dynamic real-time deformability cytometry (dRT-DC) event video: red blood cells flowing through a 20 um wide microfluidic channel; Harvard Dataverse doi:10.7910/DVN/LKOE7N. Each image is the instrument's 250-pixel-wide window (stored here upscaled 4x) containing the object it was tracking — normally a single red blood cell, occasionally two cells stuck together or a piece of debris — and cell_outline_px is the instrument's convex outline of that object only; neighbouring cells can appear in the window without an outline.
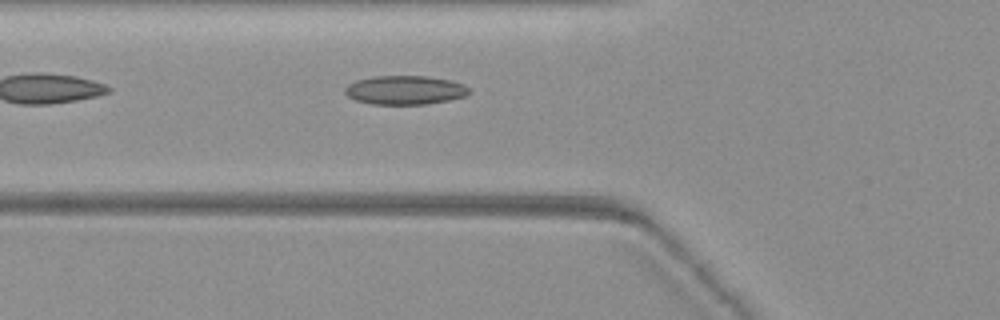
{"species": "common noctule bat (a hibernating species)", "species_latin": "Nyctalus noctula", "temperature_condition": "warm", "stored_images_in_passage": 34, "camera_frame_rate_fps": 3000, "um_per_image_px": 0.085, "animal": {"sex": "female", "body_mass_g": 19.3, "forearm_length_mm": 54.1}, "frame": {"image": 1, "passage_image": 4, "time_ms": 1.0, "image_size_px": [1000, 320], "cell_outline_px": [[472, 92], [464, 96], [448, 100], [428, 104], [372, 104], [356, 100], [348, 96], [344, 92], [344, 88], [348, 84], [356, 80], [372, 76], [428, 76], [452, 80], [464, 84]], "centroid_in_image_um": [34.43, 7.65], "position_along_channel_um": 91.4, "area_um2": 21.04}}
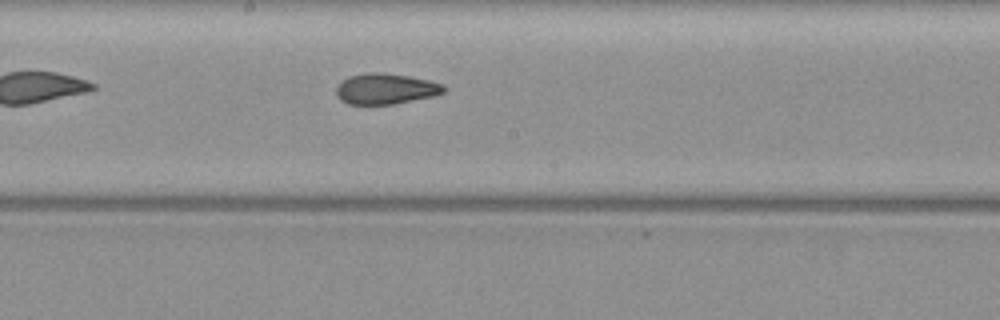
{"frame": {"image": 2, "passage_image": 17, "time_ms": 5.333, "image_size_px": [1000, 320], "cell_outline_px": [[444, 92], [436, 96], [392, 104], [348, 104], [340, 100], [336, 92], [336, 88], [348, 76], [368, 72], [380, 72], [408, 76], [428, 80], [444, 84]], "centroid_in_image_um": [32.79, 7.55], "position_along_channel_um": 215.4, "area_um2": 19.19}}
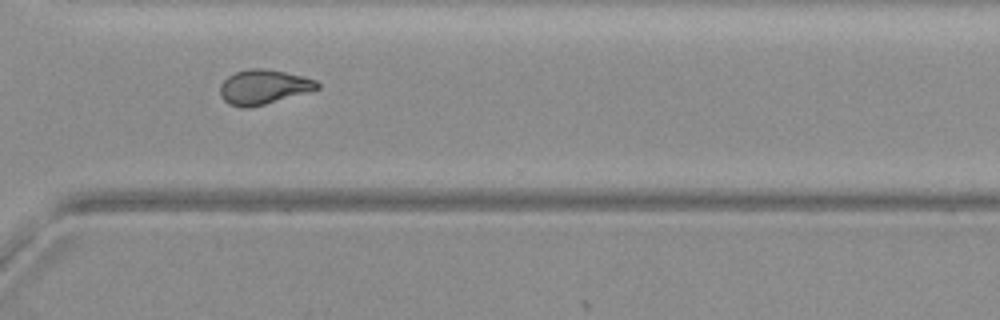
{"frame": {"image": 3, "passage_image": 31, "time_ms": 10.0, "image_size_px": [1000, 320], "cell_outline_px": [[320, 88], [308, 92], [264, 104], [248, 108], [240, 108], [228, 104], [220, 96], [220, 84], [228, 76], [236, 72], [252, 68], [264, 68], [304, 76], [316, 80], [320, 84]], "centroid_in_image_um": [22.39, 7.39], "position_along_channel_um": 348.2, "area_um2": 19.59}}